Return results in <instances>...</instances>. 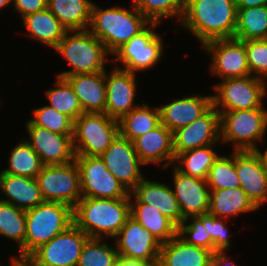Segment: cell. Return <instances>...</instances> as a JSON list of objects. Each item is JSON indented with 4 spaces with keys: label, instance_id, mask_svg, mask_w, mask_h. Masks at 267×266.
<instances>
[{
    "label": "cell",
    "instance_id": "6da1fadb",
    "mask_svg": "<svg viewBox=\"0 0 267 266\" xmlns=\"http://www.w3.org/2000/svg\"><path fill=\"white\" fill-rule=\"evenodd\" d=\"M181 27L204 43L234 38L237 24L235 0H185Z\"/></svg>",
    "mask_w": 267,
    "mask_h": 266
},
{
    "label": "cell",
    "instance_id": "7a4b0ae2",
    "mask_svg": "<svg viewBox=\"0 0 267 266\" xmlns=\"http://www.w3.org/2000/svg\"><path fill=\"white\" fill-rule=\"evenodd\" d=\"M129 216V198L82 197L73 208V223L89 238L114 239Z\"/></svg>",
    "mask_w": 267,
    "mask_h": 266
},
{
    "label": "cell",
    "instance_id": "3957f363",
    "mask_svg": "<svg viewBox=\"0 0 267 266\" xmlns=\"http://www.w3.org/2000/svg\"><path fill=\"white\" fill-rule=\"evenodd\" d=\"M151 22L134 6L102 9L93 3L88 30L113 54L123 44L143 31Z\"/></svg>",
    "mask_w": 267,
    "mask_h": 266
},
{
    "label": "cell",
    "instance_id": "277c9868",
    "mask_svg": "<svg viewBox=\"0 0 267 266\" xmlns=\"http://www.w3.org/2000/svg\"><path fill=\"white\" fill-rule=\"evenodd\" d=\"M54 49L72 67L69 71L58 73V77L65 78L75 74H91L106 70L105 64L108 62L109 53L104 44L88 29L66 31Z\"/></svg>",
    "mask_w": 267,
    "mask_h": 266
},
{
    "label": "cell",
    "instance_id": "5b68a950",
    "mask_svg": "<svg viewBox=\"0 0 267 266\" xmlns=\"http://www.w3.org/2000/svg\"><path fill=\"white\" fill-rule=\"evenodd\" d=\"M24 255H31L41 245L73 224V208L59 202H43L25 211Z\"/></svg>",
    "mask_w": 267,
    "mask_h": 266
},
{
    "label": "cell",
    "instance_id": "8992f818",
    "mask_svg": "<svg viewBox=\"0 0 267 266\" xmlns=\"http://www.w3.org/2000/svg\"><path fill=\"white\" fill-rule=\"evenodd\" d=\"M220 114V139L233 143V151H254L267 130V108L251 110L218 111Z\"/></svg>",
    "mask_w": 267,
    "mask_h": 266
},
{
    "label": "cell",
    "instance_id": "52a82bcc",
    "mask_svg": "<svg viewBox=\"0 0 267 266\" xmlns=\"http://www.w3.org/2000/svg\"><path fill=\"white\" fill-rule=\"evenodd\" d=\"M118 134L117 119L105 113H83L74 121L75 155L101 156Z\"/></svg>",
    "mask_w": 267,
    "mask_h": 266
},
{
    "label": "cell",
    "instance_id": "ba28073f",
    "mask_svg": "<svg viewBox=\"0 0 267 266\" xmlns=\"http://www.w3.org/2000/svg\"><path fill=\"white\" fill-rule=\"evenodd\" d=\"M266 81L252 75L221 80L214 85L212 103L217 111L251 110L263 107Z\"/></svg>",
    "mask_w": 267,
    "mask_h": 266
},
{
    "label": "cell",
    "instance_id": "9c48e42d",
    "mask_svg": "<svg viewBox=\"0 0 267 266\" xmlns=\"http://www.w3.org/2000/svg\"><path fill=\"white\" fill-rule=\"evenodd\" d=\"M158 23H150L143 31L118 48L110 58L111 62L120 61L123 68L136 74L153 68L160 61L164 52V42L161 35L154 30Z\"/></svg>",
    "mask_w": 267,
    "mask_h": 266
},
{
    "label": "cell",
    "instance_id": "30bf717a",
    "mask_svg": "<svg viewBox=\"0 0 267 266\" xmlns=\"http://www.w3.org/2000/svg\"><path fill=\"white\" fill-rule=\"evenodd\" d=\"M36 179L46 202H59L74 208L82 198L80 172L75 160L44 165Z\"/></svg>",
    "mask_w": 267,
    "mask_h": 266
},
{
    "label": "cell",
    "instance_id": "8fae6325",
    "mask_svg": "<svg viewBox=\"0 0 267 266\" xmlns=\"http://www.w3.org/2000/svg\"><path fill=\"white\" fill-rule=\"evenodd\" d=\"M82 197L129 198L130 192L107 169L100 156L75 155Z\"/></svg>",
    "mask_w": 267,
    "mask_h": 266
},
{
    "label": "cell",
    "instance_id": "7c38bea8",
    "mask_svg": "<svg viewBox=\"0 0 267 266\" xmlns=\"http://www.w3.org/2000/svg\"><path fill=\"white\" fill-rule=\"evenodd\" d=\"M211 55L210 73L224 79L250 76L244 41L236 38L216 39L202 45Z\"/></svg>",
    "mask_w": 267,
    "mask_h": 266
},
{
    "label": "cell",
    "instance_id": "4fadbf2b",
    "mask_svg": "<svg viewBox=\"0 0 267 266\" xmlns=\"http://www.w3.org/2000/svg\"><path fill=\"white\" fill-rule=\"evenodd\" d=\"M88 235L74 223L48 243L41 245L31 256L42 266H77Z\"/></svg>",
    "mask_w": 267,
    "mask_h": 266
},
{
    "label": "cell",
    "instance_id": "5bb4252c",
    "mask_svg": "<svg viewBox=\"0 0 267 266\" xmlns=\"http://www.w3.org/2000/svg\"><path fill=\"white\" fill-rule=\"evenodd\" d=\"M114 238L119 256L157 266L162 244L131 215Z\"/></svg>",
    "mask_w": 267,
    "mask_h": 266
},
{
    "label": "cell",
    "instance_id": "9a60e30c",
    "mask_svg": "<svg viewBox=\"0 0 267 266\" xmlns=\"http://www.w3.org/2000/svg\"><path fill=\"white\" fill-rule=\"evenodd\" d=\"M100 158L129 192L144 178L140 168L144 164L140 161L133 142L120 134Z\"/></svg>",
    "mask_w": 267,
    "mask_h": 266
},
{
    "label": "cell",
    "instance_id": "2e32d148",
    "mask_svg": "<svg viewBox=\"0 0 267 266\" xmlns=\"http://www.w3.org/2000/svg\"><path fill=\"white\" fill-rule=\"evenodd\" d=\"M220 139V114L212 105L203 115L173 132V151L179 153L217 144Z\"/></svg>",
    "mask_w": 267,
    "mask_h": 266
},
{
    "label": "cell",
    "instance_id": "e0dca14e",
    "mask_svg": "<svg viewBox=\"0 0 267 266\" xmlns=\"http://www.w3.org/2000/svg\"><path fill=\"white\" fill-rule=\"evenodd\" d=\"M30 146L39 155L44 165L66 164L75 160L73 135L54 133L34 125L30 120L25 123Z\"/></svg>",
    "mask_w": 267,
    "mask_h": 266
},
{
    "label": "cell",
    "instance_id": "ac0fdd59",
    "mask_svg": "<svg viewBox=\"0 0 267 266\" xmlns=\"http://www.w3.org/2000/svg\"><path fill=\"white\" fill-rule=\"evenodd\" d=\"M105 70L106 106L105 114L119 120L141 104H135L137 92L136 74L115 66L107 74Z\"/></svg>",
    "mask_w": 267,
    "mask_h": 266
},
{
    "label": "cell",
    "instance_id": "d6986e66",
    "mask_svg": "<svg viewBox=\"0 0 267 266\" xmlns=\"http://www.w3.org/2000/svg\"><path fill=\"white\" fill-rule=\"evenodd\" d=\"M173 168L174 196L185 220L209 211L210 189L205 179L185 175Z\"/></svg>",
    "mask_w": 267,
    "mask_h": 266
},
{
    "label": "cell",
    "instance_id": "ffe728a7",
    "mask_svg": "<svg viewBox=\"0 0 267 266\" xmlns=\"http://www.w3.org/2000/svg\"><path fill=\"white\" fill-rule=\"evenodd\" d=\"M240 188L259 209L267 202V173L254 151H235Z\"/></svg>",
    "mask_w": 267,
    "mask_h": 266
},
{
    "label": "cell",
    "instance_id": "44dd1931",
    "mask_svg": "<svg viewBox=\"0 0 267 266\" xmlns=\"http://www.w3.org/2000/svg\"><path fill=\"white\" fill-rule=\"evenodd\" d=\"M134 149L140 161L147 164L163 163V169L173 165L175 154L173 151V133L163 124L133 141ZM165 160V161H164Z\"/></svg>",
    "mask_w": 267,
    "mask_h": 266
},
{
    "label": "cell",
    "instance_id": "7402d4cb",
    "mask_svg": "<svg viewBox=\"0 0 267 266\" xmlns=\"http://www.w3.org/2000/svg\"><path fill=\"white\" fill-rule=\"evenodd\" d=\"M212 105V95L199 96V94H192L190 97L176 98L175 101L158 106L160 123L173 133L177 129L192 123Z\"/></svg>",
    "mask_w": 267,
    "mask_h": 266
},
{
    "label": "cell",
    "instance_id": "603a6c76",
    "mask_svg": "<svg viewBox=\"0 0 267 266\" xmlns=\"http://www.w3.org/2000/svg\"><path fill=\"white\" fill-rule=\"evenodd\" d=\"M130 193L141 203L158 209L177 226L184 221L173 188L169 184L149 181L144 177Z\"/></svg>",
    "mask_w": 267,
    "mask_h": 266
},
{
    "label": "cell",
    "instance_id": "cb8c5ba5",
    "mask_svg": "<svg viewBox=\"0 0 267 266\" xmlns=\"http://www.w3.org/2000/svg\"><path fill=\"white\" fill-rule=\"evenodd\" d=\"M1 201L27 211L45 202L36 178L15 176L0 171Z\"/></svg>",
    "mask_w": 267,
    "mask_h": 266
},
{
    "label": "cell",
    "instance_id": "d4e9b609",
    "mask_svg": "<svg viewBox=\"0 0 267 266\" xmlns=\"http://www.w3.org/2000/svg\"><path fill=\"white\" fill-rule=\"evenodd\" d=\"M65 79L72 86L84 113H104L106 106L105 71L75 74Z\"/></svg>",
    "mask_w": 267,
    "mask_h": 266
},
{
    "label": "cell",
    "instance_id": "484cf974",
    "mask_svg": "<svg viewBox=\"0 0 267 266\" xmlns=\"http://www.w3.org/2000/svg\"><path fill=\"white\" fill-rule=\"evenodd\" d=\"M213 252L186 243L178 235L161 245L157 266H211Z\"/></svg>",
    "mask_w": 267,
    "mask_h": 266
},
{
    "label": "cell",
    "instance_id": "4316f807",
    "mask_svg": "<svg viewBox=\"0 0 267 266\" xmlns=\"http://www.w3.org/2000/svg\"><path fill=\"white\" fill-rule=\"evenodd\" d=\"M129 199L130 215L150 231L161 244L168 242L177 235L178 226L167 216L161 214L158 209L146 203H141L131 193Z\"/></svg>",
    "mask_w": 267,
    "mask_h": 266
},
{
    "label": "cell",
    "instance_id": "83f0119b",
    "mask_svg": "<svg viewBox=\"0 0 267 266\" xmlns=\"http://www.w3.org/2000/svg\"><path fill=\"white\" fill-rule=\"evenodd\" d=\"M258 208L240 188L210 190L209 213L228 219L240 213L255 212Z\"/></svg>",
    "mask_w": 267,
    "mask_h": 266
},
{
    "label": "cell",
    "instance_id": "f1b7e54d",
    "mask_svg": "<svg viewBox=\"0 0 267 266\" xmlns=\"http://www.w3.org/2000/svg\"><path fill=\"white\" fill-rule=\"evenodd\" d=\"M22 20L29 37L53 49L67 31L47 7L23 17Z\"/></svg>",
    "mask_w": 267,
    "mask_h": 266
},
{
    "label": "cell",
    "instance_id": "f546056e",
    "mask_svg": "<svg viewBox=\"0 0 267 266\" xmlns=\"http://www.w3.org/2000/svg\"><path fill=\"white\" fill-rule=\"evenodd\" d=\"M91 0H47V8L67 31L88 29Z\"/></svg>",
    "mask_w": 267,
    "mask_h": 266
},
{
    "label": "cell",
    "instance_id": "4dcf8cb0",
    "mask_svg": "<svg viewBox=\"0 0 267 266\" xmlns=\"http://www.w3.org/2000/svg\"><path fill=\"white\" fill-rule=\"evenodd\" d=\"M118 123L119 134L133 142L160 124V111L158 107H149L142 100L141 105L123 115Z\"/></svg>",
    "mask_w": 267,
    "mask_h": 266
},
{
    "label": "cell",
    "instance_id": "1f68e13d",
    "mask_svg": "<svg viewBox=\"0 0 267 266\" xmlns=\"http://www.w3.org/2000/svg\"><path fill=\"white\" fill-rule=\"evenodd\" d=\"M214 146L208 145L179 153L175 156L173 165L185 175L206 180L210 168L220 156L213 150Z\"/></svg>",
    "mask_w": 267,
    "mask_h": 266
},
{
    "label": "cell",
    "instance_id": "d6a6232c",
    "mask_svg": "<svg viewBox=\"0 0 267 266\" xmlns=\"http://www.w3.org/2000/svg\"><path fill=\"white\" fill-rule=\"evenodd\" d=\"M234 38L242 41L267 39V5L237 8Z\"/></svg>",
    "mask_w": 267,
    "mask_h": 266
},
{
    "label": "cell",
    "instance_id": "836d02e7",
    "mask_svg": "<svg viewBox=\"0 0 267 266\" xmlns=\"http://www.w3.org/2000/svg\"><path fill=\"white\" fill-rule=\"evenodd\" d=\"M43 166L39 155L26 140H23L13 147L9 156L8 168L1 171L15 176L37 178Z\"/></svg>",
    "mask_w": 267,
    "mask_h": 266
},
{
    "label": "cell",
    "instance_id": "e575fe53",
    "mask_svg": "<svg viewBox=\"0 0 267 266\" xmlns=\"http://www.w3.org/2000/svg\"><path fill=\"white\" fill-rule=\"evenodd\" d=\"M25 227V211L0 200V236L17 242L19 255H24Z\"/></svg>",
    "mask_w": 267,
    "mask_h": 266
},
{
    "label": "cell",
    "instance_id": "d590c367",
    "mask_svg": "<svg viewBox=\"0 0 267 266\" xmlns=\"http://www.w3.org/2000/svg\"><path fill=\"white\" fill-rule=\"evenodd\" d=\"M56 88H50L45 92L46 98L49 101V106L55 108L60 113H63L75 121L83 110L80 106L77 95L70 83L62 77L56 76Z\"/></svg>",
    "mask_w": 267,
    "mask_h": 266
},
{
    "label": "cell",
    "instance_id": "8d00e7d4",
    "mask_svg": "<svg viewBox=\"0 0 267 266\" xmlns=\"http://www.w3.org/2000/svg\"><path fill=\"white\" fill-rule=\"evenodd\" d=\"M133 6L151 23L160 25L164 18H178L181 21L185 0H133Z\"/></svg>",
    "mask_w": 267,
    "mask_h": 266
},
{
    "label": "cell",
    "instance_id": "74e56055",
    "mask_svg": "<svg viewBox=\"0 0 267 266\" xmlns=\"http://www.w3.org/2000/svg\"><path fill=\"white\" fill-rule=\"evenodd\" d=\"M206 182L210 190L232 189L240 187L235 169V151L229 156L220 155L210 168Z\"/></svg>",
    "mask_w": 267,
    "mask_h": 266
},
{
    "label": "cell",
    "instance_id": "f35d334b",
    "mask_svg": "<svg viewBox=\"0 0 267 266\" xmlns=\"http://www.w3.org/2000/svg\"><path fill=\"white\" fill-rule=\"evenodd\" d=\"M177 235L188 244L211 251L210 213L186 218L178 226Z\"/></svg>",
    "mask_w": 267,
    "mask_h": 266
},
{
    "label": "cell",
    "instance_id": "ab89813d",
    "mask_svg": "<svg viewBox=\"0 0 267 266\" xmlns=\"http://www.w3.org/2000/svg\"><path fill=\"white\" fill-rule=\"evenodd\" d=\"M101 238H89L79 256L77 266H114L119 257L114 248Z\"/></svg>",
    "mask_w": 267,
    "mask_h": 266
},
{
    "label": "cell",
    "instance_id": "60d3db41",
    "mask_svg": "<svg viewBox=\"0 0 267 266\" xmlns=\"http://www.w3.org/2000/svg\"><path fill=\"white\" fill-rule=\"evenodd\" d=\"M30 121L39 127L46 128L54 133L73 135L74 121L55 108L45 105L33 110Z\"/></svg>",
    "mask_w": 267,
    "mask_h": 266
},
{
    "label": "cell",
    "instance_id": "b9f144b4",
    "mask_svg": "<svg viewBox=\"0 0 267 266\" xmlns=\"http://www.w3.org/2000/svg\"><path fill=\"white\" fill-rule=\"evenodd\" d=\"M244 44L251 75L266 81L267 39L247 40Z\"/></svg>",
    "mask_w": 267,
    "mask_h": 266
},
{
    "label": "cell",
    "instance_id": "7bdbcfd3",
    "mask_svg": "<svg viewBox=\"0 0 267 266\" xmlns=\"http://www.w3.org/2000/svg\"><path fill=\"white\" fill-rule=\"evenodd\" d=\"M227 220L210 214L211 251L213 253L230 250L232 244L230 235H228V227H226Z\"/></svg>",
    "mask_w": 267,
    "mask_h": 266
},
{
    "label": "cell",
    "instance_id": "ee69618b",
    "mask_svg": "<svg viewBox=\"0 0 267 266\" xmlns=\"http://www.w3.org/2000/svg\"><path fill=\"white\" fill-rule=\"evenodd\" d=\"M12 6L21 19L47 7V0H12Z\"/></svg>",
    "mask_w": 267,
    "mask_h": 266
},
{
    "label": "cell",
    "instance_id": "f6af8a7d",
    "mask_svg": "<svg viewBox=\"0 0 267 266\" xmlns=\"http://www.w3.org/2000/svg\"><path fill=\"white\" fill-rule=\"evenodd\" d=\"M10 261L11 266H42L31 255L13 256Z\"/></svg>",
    "mask_w": 267,
    "mask_h": 266
},
{
    "label": "cell",
    "instance_id": "bcb514c9",
    "mask_svg": "<svg viewBox=\"0 0 267 266\" xmlns=\"http://www.w3.org/2000/svg\"><path fill=\"white\" fill-rule=\"evenodd\" d=\"M211 266H238L226 256V252H215L212 257Z\"/></svg>",
    "mask_w": 267,
    "mask_h": 266
},
{
    "label": "cell",
    "instance_id": "7dc6e473",
    "mask_svg": "<svg viewBox=\"0 0 267 266\" xmlns=\"http://www.w3.org/2000/svg\"><path fill=\"white\" fill-rule=\"evenodd\" d=\"M114 266H154L141 260L127 259L119 256Z\"/></svg>",
    "mask_w": 267,
    "mask_h": 266
},
{
    "label": "cell",
    "instance_id": "c3c4849f",
    "mask_svg": "<svg viewBox=\"0 0 267 266\" xmlns=\"http://www.w3.org/2000/svg\"><path fill=\"white\" fill-rule=\"evenodd\" d=\"M237 8H251L267 5V0H235Z\"/></svg>",
    "mask_w": 267,
    "mask_h": 266
},
{
    "label": "cell",
    "instance_id": "681fc988",
    "mask_svg": "<svg viewBox=\"0 0 267 266\" xmlns=\"http://www.w3.org/2000/svg\"><path fill=\"white\" fill-rule=\"evenodd\" d=\"M254 152H255V154L259 157L260 162H261V164H262V167H263V169L265 170V172L267 173V149H266L264 152H262V151L260 150V148L257 147V148L254 150Z\"/></svg>",
    "mask_w": 267,
    "mask_h": 266
},
{
    "label": "cell",
    "instance_id": "f907efd6",
    "mask_svg": "<svg viewBox=\"0 0 267 266\" xmlns=\"http://www.w3.org/2000/svg\"><path fill=\"white\" fill-rule=\"evenodd\" d=\"M9 4L12 6V0H0V9H4V7L8 6Z\"/></svg>",
    "mask_w": 267,
    "mask_h": 266
}]
</instances>
